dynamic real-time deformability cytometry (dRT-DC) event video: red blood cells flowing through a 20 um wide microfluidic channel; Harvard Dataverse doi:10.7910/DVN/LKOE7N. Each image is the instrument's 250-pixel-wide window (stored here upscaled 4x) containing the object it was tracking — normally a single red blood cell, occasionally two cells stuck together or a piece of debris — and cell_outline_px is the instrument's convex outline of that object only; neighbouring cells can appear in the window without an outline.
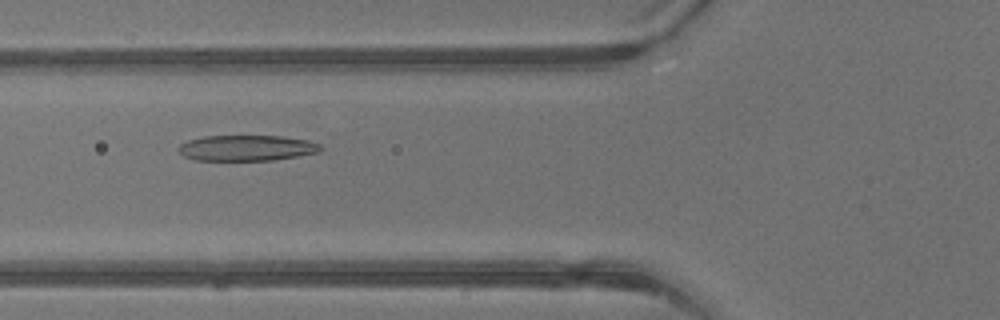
{"species": "common noctule bat (a hibernating species)", "species_latin": "Nyctalus noctula", "temperature_condition": "warm", "stored_images_in_passage": 5, "camera_frame_rate_fps": 3000, "um_per_image_px": 0.085, "animal": {"sex": "male", "body_mass_g": 13.3}, "frame": {"image": 1, "passage_image": 5, "time_ms": 1.333, "image_size_px": [1000, 320], "cell_outline_px": [[324, 148], [320, 152], [272, 160], [196, 160], [184, 156], [176, 148], [180, 144], [188, 140], [204, 136], [284, 136], [308, 140], [320, 144]], "centroid_in_image_um": [20.98, 12.57], "position_along_channel_um": 104.8, "area_um2": 21.33}}